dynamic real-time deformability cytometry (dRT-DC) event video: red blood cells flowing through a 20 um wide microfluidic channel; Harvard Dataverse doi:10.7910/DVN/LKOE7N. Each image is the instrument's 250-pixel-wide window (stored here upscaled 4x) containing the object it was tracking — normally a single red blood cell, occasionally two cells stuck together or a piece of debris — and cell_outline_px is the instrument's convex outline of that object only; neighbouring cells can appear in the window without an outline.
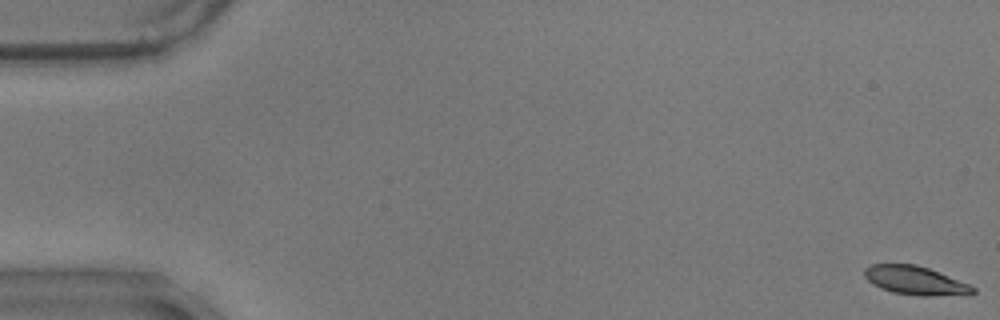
{"species": "common noctule bat (a hibernating species)", "species_latin": "Nyctalus noctula", "temperature_condition": "warm", "stored_images_in_passage": 16, "camera_frame_rate_fps": 3000, "um_per_image_px": 0.085, "animal": {"sex": "male", "body_mass_g": 17.9}, "frame": {"image": 1, "passage_image": 1, "time_ms": 0.0, "image_size_px": [1000, 320], "cell_outline_px": [[976, 292], [932, 296], [920, 296], [892, 292], [880, 288], [872, 284], [864, 276], [864, 268], [872, 264], [916, 264], [928, 268], [968, 284], [976, 288]], "centroid_in_image_um": [77.72, 23.83], "position_along_channel_um": 7.3, "area_um2": 17.8}}
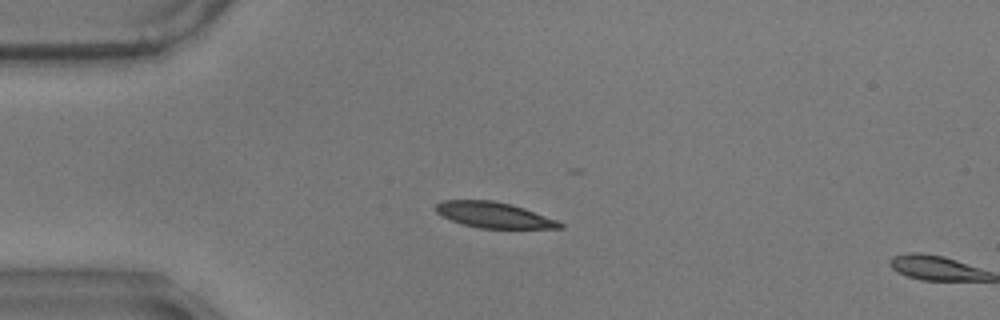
{"frame": {"image": 2, "passage_image": 15, "time_ms": 4.667, "image_size_px": [1000, 320], "cell_outline_px": [[564, 228], [480, 228], [464, 224], [452, 220], [436, 212], [436, 204], [440, 200], [492, 200], [512, 204], [524, 208], [556, 220], [564, 224]], "centroid_in_image_um": [41.98, 18.26], "position_along_channel_um": 43.0, "area_um2": 18.38}}